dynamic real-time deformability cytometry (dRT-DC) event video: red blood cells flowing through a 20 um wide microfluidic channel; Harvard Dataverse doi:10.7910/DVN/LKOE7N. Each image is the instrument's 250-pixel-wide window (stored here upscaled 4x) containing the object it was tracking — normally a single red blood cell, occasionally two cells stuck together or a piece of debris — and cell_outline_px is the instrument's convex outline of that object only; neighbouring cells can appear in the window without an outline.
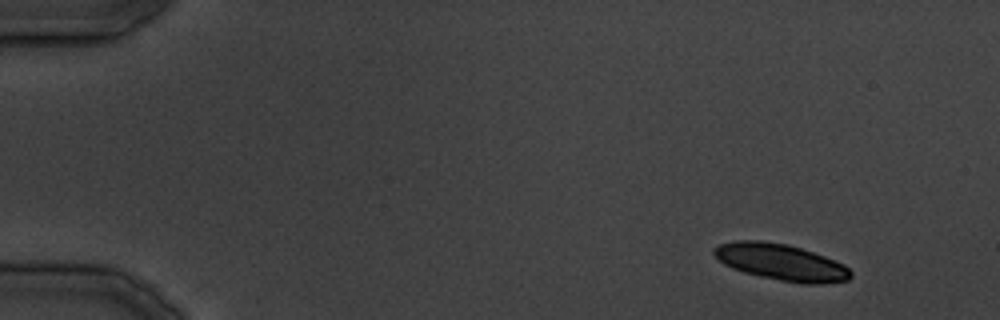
{"species": "common noctule bat (a hibernating species)", "species_latin": "Nyctalus noctula", "temperature_condition": "cold", "stored_images_in_passage": 37, "camera_frame_rate_fps": 3000, "um_per_image_px": 0.085, "animal": {"sex": "male", "body_mass_g": 19.5, "forearm_length_mm": 54.6}, "frame": {"image": 1, "passage_image": 1, "time_ms": 0.0, "image_size_px": [1000, 320], "cell_outline_px": [[852, 276], [848, 280], [820, 284], [800, 284], [760, 276], [744, 272], [732, 268], [724, 264], [712, 252], [712, 248], [720, 244], [736, 240], [760, 240], [788, 244], [824, 256], [844, 264], [852, 272]], "centroid_in_image_um": [66.39, 22.28], "position_along_channel_um": 18.6, "area_um2": 29.02}}
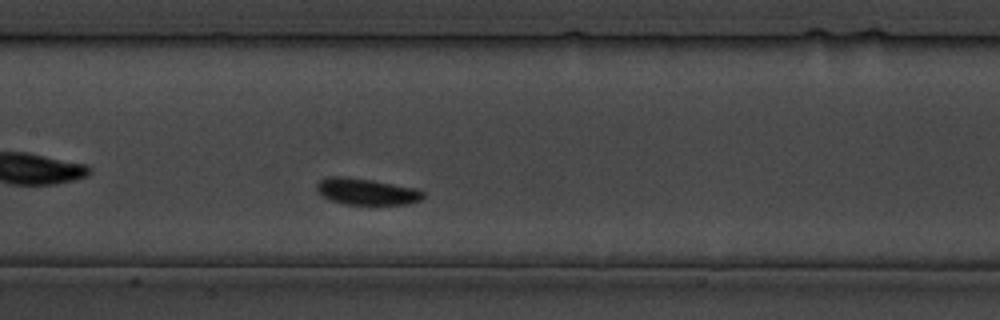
{"frame": {"image": 2, "passage_image": 18, "time_ms": 20.333, "image_size_px": [1000, 320], "cell_outline_px": [[424, 196], [420, 200], [408, 204], [344, 204], [332, 200], [316, 192], [316, 184], [320, 180], [328, 176], [348, 176], [372, 180], [416, 188], [424, 192]], "centroid_in_image_um": [31.13, 16.27], "position_along_channel_um": 176.3, "area_um2": 16.42}}
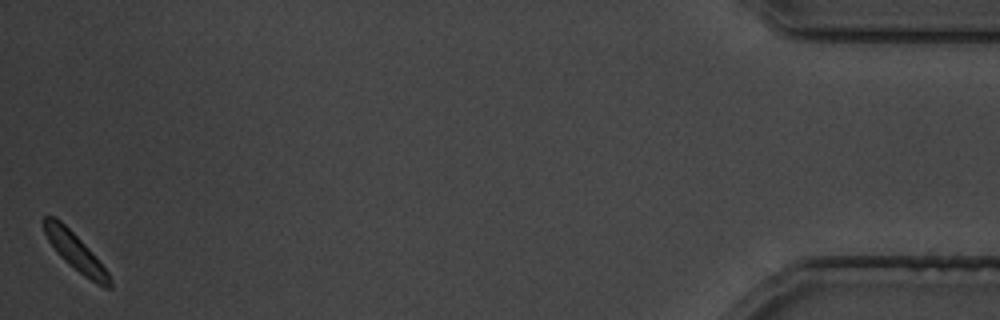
{"frame": {"image": 3, "passage_image": 37, "time_ms": 43.667, "image_size_px": [1000, 320], "cell_outline_px": [[112, 288], [104, 288], [96, 284], [84, 276], [64, 260], [56, 252], [48, 240], [44, 232], [40, 220], [44, 216], [56, 216], [92, 252], [108, 272], [112, 280]], "centroid_in_image_um": [6.38, 21.39], "position_along_channel_um": 428.8, "area_um2": 14.39}}